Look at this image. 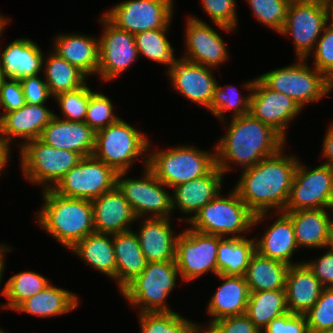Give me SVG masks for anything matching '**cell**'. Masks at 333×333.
Masks as SVG:
<instances>
[{
	"mask_svg": "<svg viewBox=\"0 0 333 333\" xmlns=\"http://www.w3.org/2000/svg\"><path fill=\"white\" fill-rule=\"evenodd\" d=\"M285 146L256 165L242 169L234 190L255 214L253 226L274 212L284 211L299 159L285 154Z\"/></svg>",
	"mask_w": 333,
	"mask_h": 333,
	"instance_id": "obj_1",
	"label": "cell"
},
{
	"mask_svg": "<svg viewBox=\"0 0 333 333\" xmlns=\"http://www.w3.org/2000/svg\"><path fill=\"white\" fill-rule=\"evenodd\" d=\"M226 121L222 123H229L224 127L227 131L213 147L216 151V166L225 175L234 168L233 163L234 166L237 164L246 169L286 146V140L277 131L250 113Z\"/></svg>",
	"mask_w": 333,
	"mask_h": 333,
	"instance_id": "obj_2",
	"label": "cell"
},
{
	"mask_svg": "<svg viewBox=\"0 0 333 333\" xmlns=\"http://www.w3.org/2000/svg\"><path fill=\"white\" fill-rule=\"evenodd\" d=\"M43 204L37 222L46 233L70 250L77 242L95 232L92 201L68 198L52 189H42Z\"/></svg>",
	"mask_w": 333,
	"mask_h": 333,
	"instance_id": "obj_3",
	"label": "cell"
},
{
	"mask_svg": "<svg viewBox=\"0 0 333 333\" xmlns=\"http://www.w3.org/2000/svg\"><path fill=\"white\" fill-rule=\"evenodd\" d=\"M151 146L149 142L147 167L169 189L203 177L216 166V151L211 153L189 145L164 150H152Z\"/></svg>",
	"mask_w": 333,
	"mask_h": 333,
	"instance_id": "obj_4",
	"label": "cell"
},
{
	"mask_svg": "<svg viewBox=\"0 0 333 333\" xmlns=\"http://www.w3.org/2000/svg\"><path fill=\"white\" fill-rule=\"evenodd\" d=\"M148 139L141 130L119 118L115 123L96 131L93 156L117 173L128 172L136 159L140 158L145 168L148 165V157L145 156V153L148 154Z\"/></svg>",
	"mask_w": 333,
	"mask_h": 333,
	"instance_id": "obj_5",
	"label": "cell"
},
{
	"mask_svg": "<svg viewBox=\"0 0 333 333\" xmlns=\"http://www.w3.org/2000/svg\"><path fill=\"white\" fill-rule=\"evenodd\" d=\"M179 277L175 261L148 262L120 293L139 313L173 312L166 302Z\"/></svg>",
	"mask_w": 333,
	"mask_h": 333,
	"instance_id": "obj_6",
	"label": "cell"
},
{
	"mask_svg": "<svg viewBox=\"0 0 333 333\" xmlns=\"http://www.w3.org/2000/svg\"><path fill=\"white\" fill-rule=\"evenodd\" d=\"M219 194L203 206L188 222L191 229L219 237L243 238L252 230L255 214L232 188L228 195Z\"/></svg>",
	"mask_w": 333,
	"mask_h": 333,
	"instance_id": "obj_7",
	"label": "cell"
},
{
	"mask_svg": "<svg viewBox=\"0 0 333 333\" xmlns=\"http://www.w3.org/2000/svg\"><path fill=\"white\" fill-rule=\"evenodd\" d=\"M296 60L297 63L268 71L258 78L268 88L295 100L303 109L305 105L317 103L328 96L333 90V83L314 66H308L307 58Z\"/></svg>",
	"mask_w": 333,
	"mask_h": 333,
	"instance_id": "obj_8",
	"label": "cell"
},
{
	"mask_svg": "<svg viewBox=\"0 0 333 333\" xmlns=\"http://www.w3.org/2000/svg\"><path fill=\"white\" fill-rule=\"evenodd\" d=\"M17 149L25 179L44 189H52L83 158L76 152L49 146L39 138L23 143Z\"/></svg>",
	"mask_w": 333,
	"mask_h": 333,
	"instance_id": "obj_9",
	"label": "cell"
},
{
	"mask_svg": "<svg viewBox=\"0 0 333 333\" xmlns=\"http://www.w3.org/2000/svg\"><path fill=\"white\" fill-rule=\"evenodd\" d=\"M143 170L141 178L138 179L126 178L125 175L128 172H118L116 186L129 202L137 221L147 216L149 218H171L172 197L165 188L167 186L158 180L148 167Z\"/></svg>",
	"mask_w": 333,
	"mask_h": 333,
	"instance_id": "obj_10",
	"label": "cell"
},
{
	"mask_svg": "<svg viewBox=\"0 0 333 333\" xmlns=\"http://www.w3.org/2000/svg\"><path fill=\"white\" fill-rule=\"evenodd\" d=\"M328 24V12L322 0H291L280 35H291L297 58H307Z\"/></svg>",
	"mask_w": 333,
	"mask_h": 333,
	"instance_id": "obj_11",
	"label": "cell"
},
{
	"mask_svg": "<svg viewBox=\"0 0 333 333\" xmlns=\"http://www.w3.org/2000/svg\"><path fill=\"white\" fill-rule=\"evenodd\" d=\"M306 167L299 159L283 212L309 209L333 211V168L325 164L311 167V170Z\"/></svg>",
	"mask_w": 333,
	"mask_h": 333,
	"instance_id": "obj_12",
	"label": "cell"
},
{
	"mask_svg": "<svg viewBox=\"0 0 333 333\" xmlns=\"http://www.w3.org/2000/svg\"><path fill=\"white\" fill-rule=\"evenodd\" d=\"M117 172L93 155L83 157L52 188L68 198L93 200L116 186Z\"/></svg>",
	"mask_w": 333,
	"mask_h": 333,
	"instance_id": "obj_13",
	"label": "cell"
},
{
	"mask_svg": "<svg viewBox=\"0 0 333 333\" xmlns=\"http://www.w3.org/2000/svg\"><path fill=\"white\" fill-rule=\"evenodd\" d=\"M174 0H128L102 14L115 27L133 35L156 28H169Z\"/></svg>",
	"mask_w": 333,
	"mask_h": 333,
	"instance_id": "obj_14",
	"label": "cell"
},
{
	"mask_svg": "<svg viewBox=\"0 0 333 333\" xmlns=\"http://www.w3.org/2000/svg\"><path fill=\"white\" fill-rule=\"evenodd\" d=\"M219 236L200 233L191 228L179 233L175 262L182 281L191 282L207 272L218 275Z\"/></svg>",
	"mask_w": 333,
	"mask_h": 333,
	"instance_id": "obj_15",
	"label": "cell"
},
{
	"mask_svg": "<svg viewBox=\"0 0 333 333\" xmlns=\"http://www.w3.org/2000/svg\"><path fill=\"white\" fill-rule=\"evenodd\" d=\"M242 86L251 93L249 113L286 140L290 121L302 111L300 105L284 93L268 88L258 77Z\"/></svg>",
	"mask_w": 333,
	"mask_h": 333,
	"instance_id": "obj_16",
	"label": "cell"
},
{
	"mask_svg": "<svg viewBox=\"0 0 333 333\" xmlns=\"http://www.w3.org/2000/svg\"><path fill=\"white\" fill-rule=\"evenodd\" d=\"M99 21L105 28L98 38L99 66L97 75L102 81L110 82L126 72L139 58V55L132 33L115 27L103 15Z\"/></svg>",
	"mask_w": 333,
	"mask_h": 333,
	"instance_id": "obj_17",
	"label": "cell"
},
{
	"mask_svg": "<svg viewBox=\"0 0 333 333\" xmlns=\"http://www.w3.org/2000/svg\"><path fill=\"white\" fill-rule=\"evenodd\" d=\"M185 31L184 42L187 48L182 59L210 68H216L229 60L224 39L206 21L189 15Z\"/></svg>",
	"mask_w": 333,
	"mask_h": 333,
	"instance_id": "obj_18",
	"label": "cell"
},
{
	"mask_svg": "<svg viewBox=\"0 0 333 333\" xmlns=\"http://www.w3.org/2000/svg\"><path fill=\"white\" fill-rule=\"evenodd\" d=\"M213 68L182 59L169 71H166L171 86L191 103L210 109L217 80Z\"/></svg>",
	"mask_w": 333,
	"mask_h": 333,
	"instance_id": "obj_19",
	"label": "cell"
},
{
	"mask_svg": "<svg viewBox=\"0 0 333 333\" xmlns=\"http://www.w3.org/2000/svg\"><path fill=\"white\" fill-rule=\"evenodd\" d=\"M53 116V111L45 104L26 103L16 111L6 112L0 118V144L11 148L13 139H19L22 142H19L20 147L23 143L40 138Z\"/></svg>",
	"mask_w": 333,
	"mask_h": 333,
	"instance_id": "obj_20",
	"label": "cell"
},
{
	"mask_svg": "<svg viewBox=\"0 0 333 333\" xmlns=\"http://www.w3.org/2000/svg\"><path fill=\"white\" fill-rule=\"evenodd\" d=\"M224 175L215 166L207 175L172 188V209L179 210L183 215H193L177 218V220L188 223L203 206L222 193L221 188L224 187L221 185L225 179Z\"/></svg>",
	"mask_w": 333,
	"mask_h": 333,
	"instance_id": "obj_21",
	"label": "cell"
},
{
	"mask_svg": "<svg viewBox=\"0 0 333 333\" xmlns=\"http://www.w3.org/2000/svg\"><path fill=\"white\" fill-rule=\"evenodd\" d=\"M96 132L84 121H67L54 113L40 140L56 149L69 150L82 157L92 156Z\"/></svg>",
	"mask_w": 333,
	"mask_h": 333,
	"instance_id": "obj_22",
	"label": "cell"
},
{
	"mask_svg": "<svg viewBox=\"0 0 333 333\" xmlns=\"http://www.w3.org/2000/svg\"><path fill=\"white\" fill-rule=\"evenodd\" d=\"M93 225L96 233L117 234L132 230L136 217L129 202L115 186L92 200Z\"/></svg>",
	"mask_w": 333,
	"mask_h": 333,
	"instance_id": "obj_23",
	"label": "cell"
},
{
	"mask_svg": "<svg viewBox=\"0 0 333 333\" xmlns=\"http://www.w3.org/2000/svg\"><path fill=\"white\" fill-rule=\"evenodd\" d=\"M1 49L0 68L4 78L21 80L43 72L45 57L42 49L29 38H16L3 52Z\"/></svg>",
	"mask_w": 333,
	"mask_h": 333,
	"instance_id": "obj_24",
	"label": "cell"
},
{
	"mask_svg": "<svg viewBox=\"0 0 333 333\" xmlns=\"http://www.w3.org/2000/svg\"><path fill=\"white\" fill-rule=\"evenodd\" d=\"M138 236L147 262L175 261L176 242L179 234L171 229V218H141ZM171 223V224H170Z\"/></svg>",
	"mask_w": 333,
	"mask_h": 333,
	"instance_id": "obj_25",
	"label": "cell"
},
{
	"mask_svg": "<svg viewBox=\"0 0 333 333\" xmlns=\"http://www.w3.org/2000/svg\"><path fill=\"white\" fill-rule=\"evenodd\" d=\"M223 281L207 303V313L212 318L207 327L199 325L200 329L208 328L213 322L244 314L249 300V288L244 276L218 274Z\"/></svg>",
	"mask_w": 333,
	"mask_h": 333,
	"instance_id": "obj_26",
	"label": "cell"
},
{
	"mask_svg": "<svg viewBox=\"0 0 333 333\" xmlns=\"http://www.w3.org/2000/svg\"><path fill=\"white\" fill-rule=\"evenodd\" d=\"M278 216L276 221L264 231L263 236L256 241V251L262 256L285 263L289 266L302 263L292 262L291 258L299 249L295 240L294 227L291 218L283 211L273 213Z\"/></svg>",
	"mask_w": 333,
	"mask_h": 333,
	"instance_id": "obj_27",
	"label": "cell"
},
{
	"mask_svg": "<svg viewBox=\"0 0 333 333\" xmlns=\"http://www.w3.org/2000/svg\"><path fill=\"white\" fill-rule=\"evenodd\" d=\"M323 288L305 262L289 266L285 282L289 312L306 314L319 299Z\"/></svg>",
	"mask_w": 333,
	"mask_h": 333,
	"instance_id": "obj_28",
	"label": "cell"
},
{
	"mask_svg": "<svg viewBox=\"0 0 333 333\" xmlns=\"http://www.w3.org/2000/svg\"><path fill=\"white\" fill-rule=\"evenodd\" d=\"M330 209L285 212L292 220L298 248L325 249L329 246L332 218Z\"/></svg>",
	"mask_w": 333,
	"mask_h": 333,
	"instance_id": "obj_29",
	"label": "cell"
},
{
	"mask_svg": "<svg viewBox=\"0 0 333 333\" xmlns=\"http://www.w3.org/2000/svg\"><path fill=\"white\" fill-rule=\"evenodd\" d=\"M53 40L54 53L79 68L87 76L97 75L99 66L97 37L83 33H60Z\"/></svg>",
	"mask_w": 333,
	"mask_h": 333,
	"instance_id": "obj_30",
	"label": "cell"
},
{
	"mask_svg": "<svg viewBox=\"0 0 333 333\" xmlns=\"http://www.w3.org/2000/svg\"><path fill=\"white\" fill-rule=\"evenodd\" d=\"M119 292L146 268L147 261L134 230L113 234Z\"/></svg>",
	"mask_w": 333,
	"mask_h": 333,
	"instance_id": "obj_31",
	"label": "cell"
},
{
	"mask_svg": "<svg viewBox=\"0 0 333 333\" xmlns=\"http://www.w3.org/2000/svg\"><path fill=\"white\" fill-rule=\"evenodd\" d=\"M79 302L75 293L49 283L41 292L21 302L13 311L49 318L72 312L77 309Z\"/></svg>",
	"mask_w": 333,
	"mask_h": 333,
	"instance_id": "obj_32",
	"label": "cell"
},
{
	"mask_svg": "<svg viewBox=\"0 0 333 333\" xmlns=\"http://www.w3.org/2000/svg\"><path fill=\"white\" fill-rule=\"evenodd\" d=\"M71 253L79 256L86 265L116 280V260L113 234L92 233L77 242Z\"/></svg>",
	"mask_w": 333,
	"mask_h": 333,
	"instance_id": "obj_33",
	"label": "cell"
},
{
	"mask_svg": "<svg viewBox=\"0 0 333 333\" xmlns=\"http://www.w3.org/2000/svg\"><path fill=\"white\" fill-rule=\"evenodd\" d=\"M289 265L262 256H251L244 275L250 292L285 289Z\"/></svg>",
	"mask_w": 333,
	"mask_h": 333,
	"instance_id": "obj_34",
	"label": "cell"
},
{
	"mask_svg": "<svg viewBox=\"0 0 333 333\" xmlns=\"http://www.w3.org/2000/svg\"><path fill=\"white\" fill-rule=\"evenodd\" d=\"M45 57L43 76L53 97L63 92L76 90L87 84L88 76L84 72L52 50Z\"/></svg>",
	"mask_w": 333,
	"mask_h": 333,
	"instance_id": "obj_35",
	"label": "cell"
},
{
	"mask_svg": "<svg viewBox=\"0 0 333 333\" xmlns=\"http://www.w3.org/2000/svg\"><path fill=\"white\" fill-rule=\"evenodd\" d=\"M255 251V238L219 237L218 274L244 276L250 258Z\"/></svg>",
	"mask_w": 333,
	"mask_h": 333,
	"instance_id": "obj_36",
	"label": "cell"
},
{
	"mask_svg": "<svg viewBox=\"0 0 333 333\" xmlns=\"http://www.w3.org/2000/svg\"><path fill=\"white\" fill-rule=\"evenodd\" d=\"M287 312L285 289L250 292L245 314L260 331Z\"/></svg>",
	"mask_w": 333,
	"mask_h": 333,
	"instance_id": "obj_37",
	"label": "cell"
},
{
	"mask_svg": "<svg viewBox=\"0 0 333 333\" xmlns=\"http://www.w3.org/2000/svg\"><path fill=\"white\" fill-rule=\"evenodd\" d=\"M169 28H156L147 30L134 35L138 55L145 56L149 60L164 64L172 69L181 58L174 57V48L168 41L167 33Z\"/></svg>",
	"mask_w": 333,
	"mask_h": 333,
	"instance_id": "obj_38",
	"label": "cell"
},
{
	"mask_svg": "<svg viewBox=\"0 0 333 333\" xmlns=\"http://www.w3.org/2000/svg\"><path fill=\"white\" fill-rule=\"evenodd\" d=\"M49 283L48 279L36 272L23 271L12 275L4 285V297L8 301L2 305V309L14 310L21 302L41 292Z\"/></svg>",
	"mask_w": 333,
	"mask_h": 333,
	"instance_id": "obj_39",
	"label": "cell"
},
{
	"mask_svg": "<svg viewBox=\"0 0 333 333\" xmlns=\"http://www.w3.org/2000/svg\"><path fill=\"white\" fill-rule=\"evenodd\" d=\"M141 333H197V322L173 312L138 313ZM190 320V321H189Z\"/></svg>",
	"mask_w": 333,
	"mask_h": 333,
	"instance_id": "obj_40",
	"label": "cell"
},
{
	"mask_svg": "<svg viewBox=\"0 0 333 333\" xmlns=\"http://www.w3.org/2000/svg\"><path fill=\"white\" fill-rule=\"evenodd\" d=\"M240 94L234 85L220 86L217 82L214 99L208 111L221 121L226 120V111H232V117L248 114L251 93L248 96H241Z\"/></svg>",
	"mask_w": 333,
	"mask_h": 333,
	"instance_id": "obj_41",
	"label": "cell"
},
{
	"mask_svg": "<svg viewBox=\"0 0 333 333\" xmlns=\"http://www.w3.org/2000/svg\"><path fill=\"white\" fill-rule=\"evenodd\" d=\"M253 15L264 26L281 32L291 0H247Z\"/></svg>",
	"mask_w": 333,
	"mask_h": 333,
	"instance_id": "obj_42",
	"label": "cell"
},
{
	"mask_svg": "<svg viewBox=\"0 0 333 333\" xmlns=\"http://www.w3.org/2000/svg\"><path fill=\"white\" fill-rule=\"evenodd\" d=\"M94 92L85 84L76 90L63 92L53 97L61 110L60 113L63 116L61 119L85 121L89 100Z\"/></svg>",
	"mask_w": 333,
	"mask_h": 333,
	"instance_id": "obj_43",
	"label": "cell"
},
{
	"mask_svg": "<svg viewBox=\"0 0 333 333\" xmlns=\"http://www.w3.org/2000/svg\"><path fill=\"white\" fill-rule=\"evenodd\" d=\"M114 108L107 95L95 90L90 97L84 122L95 132L105 128L119 119Z\"/></svg>",
	"mask_w": 333,
	"mask_h": 333,
	"instance_id": "obj_44",
	"label": "cell"
},
{
	"mask_svg": "<svg viewBox=\"0 0 333 333\" xmlns=\"http://www.w3.org/2000/svg\"><path fill=\"white\" fill-rule=\"evenodd\" d=\"M304 315L309 332L319 333L333 328V287L323 288L317 302Z\"/></svg>",
	"mask_w": 333,
	"mask_h": 333,
	"instance_id": "obj_45",
	"label": "cell"
},
{
	"mask_svg": "<svg viewBox=\"0 0 333 333\" xmlns=\"http://www.w3.org/2000/svg\"><path fill=\"white\" fill-rule=\"evenodd\" d=\"M201 5L218 30L226 32L237 30L236 0H202Z\"/></svg>",
	"mask_w": 333,
	"mask_h": 333,
	"instance_id": "obj_46",
	"label": "cell"
},
{
	"mask_svg": "<svg viewBox=\"0 0 333 333\" xmlns=\"http://www.w3.org/2000/svg\"><path fill=\"white\" fill-rule=\"evenodd\" d=\"M314 58L313 65L333 83V26H325L314 51L308 57Z\"/></svg>",
	"mask_w": 333,
	"mask_h": 333,
	"instance_id": "obj_47",
	"label": "cell"
},
{
	"mask_svg": "<svg viewBox=\"0 0 333 333\" xmlns=\"http://www.w3.org/2000/svg\"><path fill=\"white\" fill-rule=\"evenodd\" d=\"M202 330L205 333H262L245 313L219 319Z\"/></svg>",
	"mask_w": 333,
	"mask_h": 333,
	"instance_id": "obj_48",
	"label": "cell"
},
{
	"mask_svg": "<svg viewBox=\"0 0 333 333\" xmlns=\"http://www.w3.org/2000/svg\"><path fill=\"white\" fill-rule=\"evenodd\" d=\"M26 104L20 80L4 78L0 86V109L3 113L16 111Z\"/></svg>",
	"mask_w": 333,
	"mask_h": 333,
	"instance_id": "obj_49",
	"label": "cell"
},
{
	"mask_svg": "<svg viewBox=\"0 0 333 333\" xmlns=\"http://www.w3.org/2000/svg\"><path fill=\"white\" fill-rule=\"evenodd\" d=\"M262 333H309L306 316L303 314H286L273 319Z\"/></svg>",
	"mask_w": 333,
	"mask_h": 333,
	"instance_id": "obj_50",
	"label": "cell"
},
{
	"mask_svg": "<svg viewBox=\"0 0 333 333\" xmlns=\"http://www.w3.org/2000/svg\"><path fill=\"white\" fill-rule=\"evenodd\" d=\"M20 84L27 104H46L50 97L53 99L45 80L40 75L25 77L20 80Z\"/></svg>",
	"mask_w": 333,
	"mask_h": 333,
	"instance_id": "obj_51",
	"label": "cell"
},
{
	"mask_svg": "<svg viewBox=\"0 0 333 333\" xmlns=\"http://www.w3.org/2000/svg\"><path fill=\"white\" fill-rule=\"evenodd\" d=\"M324 288L333 287V251H327L319 258L304 261Z\"/></svg>",
	"mask_w": 333,
	"mask_h": 333,
	"instance_id": "obj_52",
	"label": "cell"
},
{
	"mask_svg": "<svg viewBox=\"0 0 333 333\" xmlns=\"http://www.w3.org/2000/svg\"><path fill=\"white\" fill-rule=\"evenodd\" d=\"M322 157L325 158L327 162L323 163L325 165L333 168V122L328 127L322 143Z\"/></svg>",
	"mask_w": 333,
	"mask_h": 333,
	"instance_id": "obj_53",
	"label": "cell"
},
{
	"mask_svg": "<svg viewBox=\"0 0 333 333\" xmlns=\"http://www.w3.org/2000/svg\"><path fill=\"white\" fill-rule=\"evenodd\" d=\"M6 245V244H0V288H1V282L3 281V273H4V269H5V257H6V253H8L11 249L10 247ZM2 293L3 296H5V287H3V289H0V294Z\"/></svg>",
	"mask_w": 333,
	"mask_h": 333,
	"instance_id": "obj_54",
	"label": "cell"
},
{
	"mask_svg": "<svg viewBox=\"0 0 333 333\" xmlns=\"http://www.w3.org/2000/svg\"><path fill=\"white\" fill-rule=\"evenodd\" d=\"M10 149L12 150V148H8V147L0 144V174L3 173L2 171L5 168H7L6 166L8 165V162L10 161L9 160L11 158Z\"/></svg>",
	"mask_w": 333,
	"mask_h": 333,
	"instance_id": "obj_55",
	"label": "cell"
},
{
	"mask_svg": "<svg viewBox=\"0 0 333 333\" xmlns=\"http://www.w3.org/2000/svg\"><path fill=\"white\" fill-rule=\"evenodd\" d=\"M325 3L328 12V23L333 26V0H326Z\"/></svg>",
	"mask_w": 333,
	"mask_h": 333,
	"instance_id": "obj_56",
	"label": "cell"
},
{
	"mask_svg": "<svg viewBox=\"0 0 333 333\" xmlns=\"http://www.w3.org/2000/svg\"><path fill=\"white\" fill-rule=\"evenodd\" d=\"M11 17L7 19V16H3L2 13H0V38L3 35V30L5 29L6 25L11 21Z\"/></svg>",
	"mask_w": 333,
	"mask_h": 333,
	"instance_id": "obj_57",
	"label": "cell"
},
{
	"mask_svg": "<svg viewBox=\"0 0 333 333\" xmlns=\"http://www.w3.org/2000/svg\"><path fill=\"white\" fill-rule=\"evenodd\" d=\"M328 247L333 251V221L330 228V241Z\"/></svg>",
	"mask_w": 333,
	"mask_h": 333,
	"instance_id": "obj_58",
	"label": "cell"
},
{
	"mask_svg": "<svg viewBox=\"0 0 333 333\" xmlns=\"http://www.w3.org/2000/svg\"><path fill=\"white\" fill-rule=\"evenodd\" d=\"M319 333H333V328L322 330Z\"/></svg>",
	"mask_w": 333,
	"mask_h": 333,
	"instance_id": "obj_59",
	"label": "cell"
},
{
	"mask_svg": "<svg viewBox=\"0 0 333 333\" xmlns=\"http://www.w3.org/2000/svg\"><path fill=\"white\" fill-rule=\"evenodd\" d=\"M4 79V76L2 74V70L0 68V86H1V83H2V80Z\"/></svg>",
	"mask_w": 333,
	"mask_h": 333,
	"instance_id": "obj_60",
	"label": "cell"
},
{
	"mask_svg": "<svg viewBox=\"0 0 333 333\" xmlns=\"http://www.w3.org/2000/svg\"><path fill=\"white\" fill-rule=\"evenodd\" d=\"M197 333H205L202 329H199Z\"/></svg>",
	"mask_w": 333,
	"mask_h": 333,
	"instance_id": "obj_61",
	"label": "cell"
},
{
	"mask_svg": "<svg viewBox=\"0 0 333 333\" xmlns=\"http://www.w3.org/2000/svg\"><path fill=\"white\" fill-rule=\"evenodd\" d=\"M0 333H5V331L1 328V329H0Z\"/></svg>",
	"mask_w": 333,
	"mask_h": 333,
	"instance_id": "obj_62",
	"label": "cell"
}]
</instances>
